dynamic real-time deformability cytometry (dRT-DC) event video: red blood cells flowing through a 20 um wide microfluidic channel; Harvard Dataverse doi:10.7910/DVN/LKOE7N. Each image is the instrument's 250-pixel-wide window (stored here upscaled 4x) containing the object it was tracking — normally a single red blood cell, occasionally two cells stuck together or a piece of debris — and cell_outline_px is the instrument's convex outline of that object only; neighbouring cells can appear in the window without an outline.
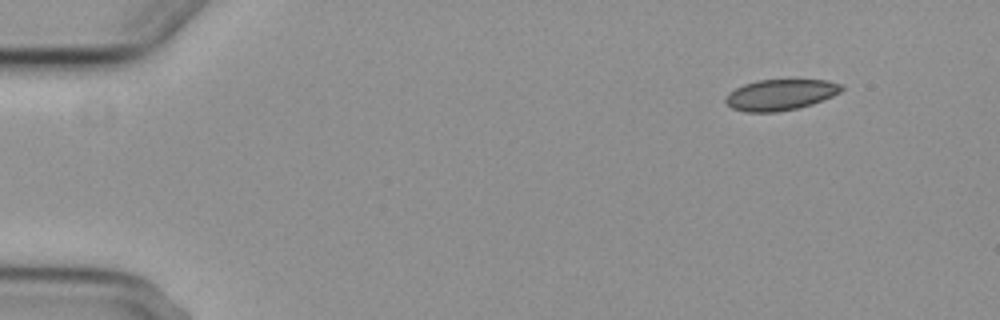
{"species": "common noctule bat (a hibernating species)", "species_latin": "Nyctalus noctula", "temperature_condition": "cold", "stored_images_in_passage": 7, "camera_frame_rate_fps": 3000, "um_per_image_px": 0.085, "animal": {"sex": "female", "body_mass_g": 29.2, "forearm_length_mm": 56.3}, "frame": {"image": 1, "passage_image": 7, "time_ms": 7.0, "image_size_px": [1000, 320], "cell_outline_px": [[844, 88], [840, 92], [832, 96], [812, 104], [800, 108], [776, 112], [744, 112], [732, 108], [724, 100], [728, 92], [744, 84], [756, 80], [828, 80], [844, 84]], "centroid_in_image_um": [66.35, 8.05], "position_along_channel_um": 18.7, "area_um2": 21.04}}